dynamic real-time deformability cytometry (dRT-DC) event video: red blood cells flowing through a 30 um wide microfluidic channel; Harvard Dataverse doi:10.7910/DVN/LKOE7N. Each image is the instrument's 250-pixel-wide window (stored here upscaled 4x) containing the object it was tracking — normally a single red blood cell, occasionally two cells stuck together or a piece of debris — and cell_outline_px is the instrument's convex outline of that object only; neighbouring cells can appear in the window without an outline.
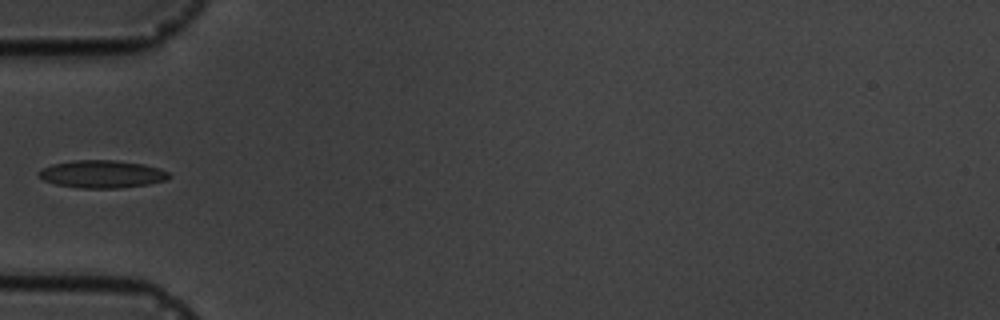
{"species": "common noctule bat (a hibernating species)", "species_latin": "Nyctalus noctula", "temperature_condition": "cold", "stored_images_in_passage": 6, "camera_frame_rate_fps": 3000, "um_per_image_px": 0.085, "animal": {"sex": "male", "body_mass_g": 19.5, "forearm_length_mm": 54.6}, "frame": {"image": 1, "passage_image": 6, "time_ms": 5.667, "image_size_px": [1000, 320], "cell_outline_px": [[172, 176], [168, 180], [148, 184], [120, 188], [80, 188], [56, 184], [44, 180], [36, 172], [40, 168], [52, 164], [72, 160], [116, 160], [144, 164], [160, 168], [168, 172]], "centroid_in_image_um": [8.68, 14.79], "position_along_channel_um": 76.3, "area_um2": 21.21}}